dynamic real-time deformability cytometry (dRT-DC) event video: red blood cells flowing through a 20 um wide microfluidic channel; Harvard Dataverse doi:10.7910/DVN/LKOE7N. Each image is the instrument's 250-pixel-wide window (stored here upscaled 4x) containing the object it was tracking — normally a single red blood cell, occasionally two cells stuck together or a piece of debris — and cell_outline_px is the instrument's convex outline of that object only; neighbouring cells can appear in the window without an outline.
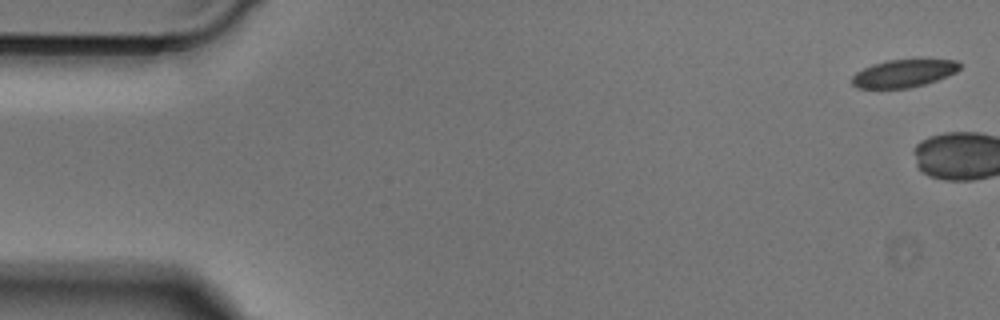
{"species": "Egyptian fruit bat (a non-hibernating species)", "species_latin": "Rousettus aegyptiacus", "temperature_condition": "cold", "stored_images_in_passage": 3, "camera_frame_rate_fps": 3000, "um_per_image_px": 0.085, "animal": {"sex": "male"}, "frame": {"image": 1, "passage_image": 1, "time_ms": 0.0, "image_size_px": [1000, 320], "cell_outline_px": [[960, 68], [956, 72], [936, 80], [924, 84], [908, 88], [856, 88], [852, 84], [852, 76], [856, 72], [872, 64], [888, 60], [920, 56], [924, 56], [956, 60], [960, 64]], "centroid_in_image_um": [76.87, 6.17], "position_along_channel_um": 8.1, "area_um2": 18.21}}